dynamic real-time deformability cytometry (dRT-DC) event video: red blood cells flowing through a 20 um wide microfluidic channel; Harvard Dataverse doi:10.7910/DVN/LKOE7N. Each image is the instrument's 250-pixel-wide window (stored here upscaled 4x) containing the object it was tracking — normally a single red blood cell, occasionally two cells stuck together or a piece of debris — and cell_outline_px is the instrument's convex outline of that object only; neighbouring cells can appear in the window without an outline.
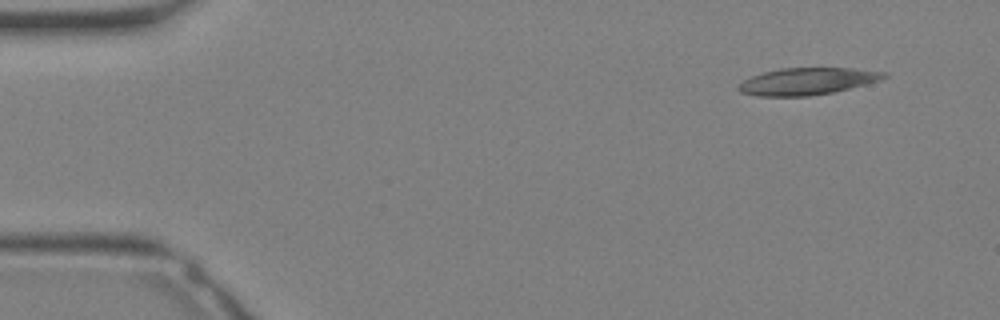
{"species": "Egyptian fruit bat (a non-hibernating species)", "species_latin": "Rousettus aegyptiacus", "temperature_condition": "warm", "stored_images_in_passage": 12, "camera_frame_rate_fps": 3000, "um_per_image_px": 0.085, "animal": {"sex": "female"}, "frame": {"image": 1, "passage_image": 1, "time_ms": 0.0, "image_size_px": [1000, 320], "cell_outline_px": [[888, 76], [880, 80], [832, 92], [808, 96], [756, 96], [740, 92], [736, 88], [744, 80], [752, 76], [764, 72], [784, 68], [848, 68], [888, 72]], "centroid_in_image_um": [68.6, 6.91], "position_along_channel_um": 16.4, "area_um2": 22.6}}
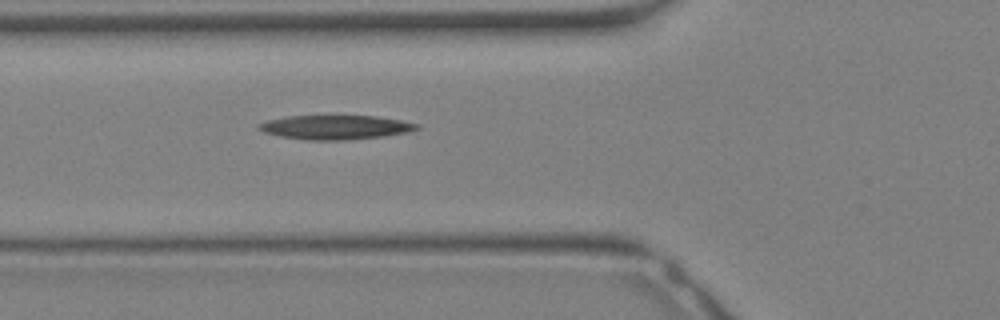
{"frame": {"image": 2, "passage_image": 10, "time_ms": 3.0, "image_size_px": [1000, 320], "cell_outline_px": [[420, 128], [408, 132], [384, 136], [348, 140], [312, 140], [280, 136], [264, 132], [256, 128], [260, 124], [268, 120], [288, 116], [376, 116], [400, 120], [420, 124]], "centroid_in_image_um": [28.55, 10.82], "position_along_channel_um": 97.3, "area_um2": 22.14}}
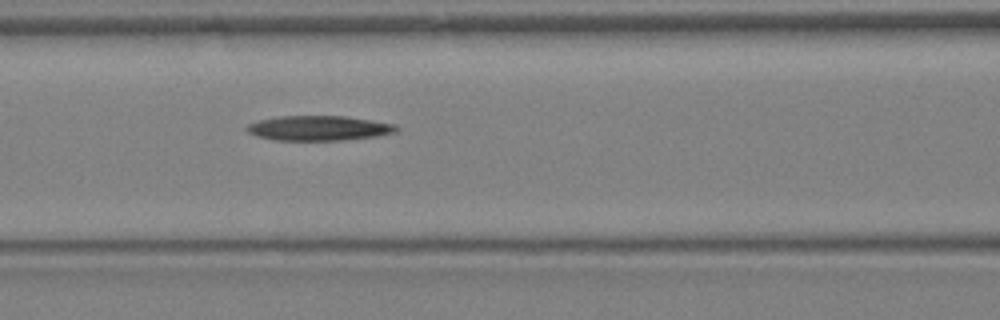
{"frame": {"image": 3, "passage_image": 12, "time_ms": 3.667, "image_size_px": [1000, 320], "cell_outline_px": [[400, 128], [396, 132], [376, 136], [344, 140], [276, 140], [256, 136], [248, 132], [244, 128], [248, 124], [260, 120], [280, 116], [344, 116], [372, 120], [396, 124]], "centroid_in_image_um": [27.11, 10.89], "position_along_channel_um": 139.5, "area_um2": 21.68}}